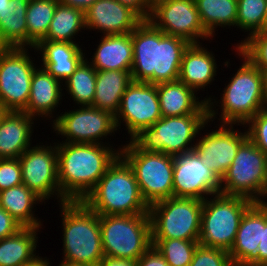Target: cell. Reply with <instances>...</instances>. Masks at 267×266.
<instances>
[{
    "label": "cell",
    "mask_w": 267,
    "mask_h": 266,
    "mask_svg": "<svg viewBox=\"0 0 267 266\" xmlns=\"http://www.w3.org/2000/svg\"><path fill=\"white\" fill-rule=\"evenodd\" d=\"M132 80L158 84L178 80L182 56L189 42L168 35L143 20L132 32Z\"/></svg>",
    "instance_id": "cell-1"
},
{
    "label": "cell",
    "mask_w": 267,
    "mask_h": 266,
    "mask_svg": "<svg viewBox=\"0 0 267 266\" xmlns=\"http://www.w3.org/2000/svg\"><path fill=\"white\" fill-rule=\"evenodd\" d=\"M58 181L67 201H83L108 167L120 155L122 147L91 143L56 142Z\"/></svg>",
    "instance_id": "cell-2"
},
{
    "label": "cell",
    "mask_w": 267,
    "mask_h": 266,
    "mask_svg": "<svg viewBox=\"0 0 267 266\" xmlns=\"http://www.w3.org/2000/svg\"><path fill=\"white\" fill-rule=\"evenodd\" d=\"M235 51L236 55L242 58L243 61L241 60V62L243 63L223 88L224 90L220 95V103L213 99L212 96L204 98L208 106V120L212 121V123L217 118V115L220 114V118H217L220 124L242 126L259 111L266 109L262 71L237 48ZM216 105L220 108L216 109ZM218 109L221 111L219 114Z\"/></svg>",
    "instance_id": "cell-3"
},
{
    "label": "cell",
    "mask_w": 267,
    "mask_h": 266,
    "mask_svg": "<svg viewBox=\"0 0 267 266\" xmlns=\"http://www.w3.org/2000/svg\"><path fill=\"white\" fill-rule=\"evenodd\" d=\"M83 202L98 215L149 214L129 164L119 155Z\"/></svg>",
    "instance_id": "cell-4"
},
{
    "label": "cell",
    "mask_w": 267,
    "mask_h": 266,
    "mask_svg": "<svg viewBox=\"0 0 267 266\" xmlns=\"http://www.w3.org/2000/svg\"><path fill=\"white\" fill-rule=\"evenodd\" d=\"M58 205L63 229V260L60 262L97 266L105 256L99 215L83 201H66Z\"/></svg>",
    "instance_id": "cell-5"
},
{
    "label": "cell",
    "mask_w": 267,
    "mask_h": 266,
    "mask_svg": "<svg viewBox=\"0 0 267 266\" xmlns=\"http://www.w3.org/2000/svg\"><path fill=\"white\" fill-rule=\"evenodd\" d=\"M208 114H188L161 117L151 127L144 128L132 141L148 152L178 156L194 150L196 137L208 127ZM202 129V130H201Z\"/></svg>",
    "instance_id": "cell-6"
},
{
    "label": "cell",
    "mask_w": 267,
    "mask_h": 266,
    "mask_svg": "<svg viewBox=\"0 0 267 266\" xmlns=\"http://www.w3.org/2000/svg\"><path fill=\"white\" fill-rule=\"evenodd\" d=\"M253 203L244 197L220 193L203 200L199 244L230 252L242 216Z\"/></svg>",
    "instance_id": "cell-7"
},
{
    "label": "cell",
    "mask_w": 267,
    "mask_h": 266,
    "mask_svg": "<svg viewBox=\"0 0 267 266\" xmlns=\"http://www.w3.org/2000/svg\"><path fill=\"white\" fill-rule=\"evenodd\" d=\"M105 256L137 261L151 246L149 214L99 215Z\"/></svg>",
    "instance_id": "cell-8"
},
{
    "label": "cell",
    "mask_w": 267,
    "mask_h": 266,
    "mask_svg": "<svg viewBox=\"0 0 267 266\" xmlns=\"http://www.w3.org/2000/svg\"><path fill=\"white\" fill-rule=\"evenodd\" d=\"M219 193L252 202H267V156L249 138L239 146L231 166L220 180Z\"/></svg>",
    "instance_id": "cell-9"
},
{
    "label": "cell",
    "mask_w": 267,
    "mask_h": 266,
    "mask_svg": "<svg viewBox=\"0 0 267 266\" xmlns=\"http://www.w3.org/2000/svg\"><path fill=\"white\" fill-rule=\"evenodd\" d=\"M126 142L120 156L131 167L146 203L150 206L173 197L174 156L144 151L132 140Z\"/></svg>",
    "instance_id": "cell-10"
},
{
    "label": "cell",
    "mask_w": 267,
    "mask_h": 266,
    "mask_svg": "<svg viewBox=\"0 0 267 266\" xmlns=\"http://www.w3.org/2000/svg\"><path fill=\"white\" fill-rule=\"evenodd\" d=\"M203 200L170 197L149 207L152 239L199 240Z\"/></svg>",
    "instance_id": "cell-11"
},
{
    "label": "cell",
    "mask_w": 267,
    "mask_h": 266,
    "mask_svg": "<svg viewBox=\"0 0 267 266\" xmlns=\"http://www.w3.org/2000/svg\"><path fill=\"white\" fill-rule=\"evenodd\" d=\"M53 131L62 136L65 143L107 144L103 142L107 136L117 132L115 116L106 110L92 106H79V109L67 110L57 114L51 121ZM66 138V139H65ZM103 140V141H102Z\"/></svg>",
    "instance_id": "cell-12"
},
{
    "label": "cell",
    "mask_w": 267,
    "mask_h": 266,
    "mask_svg": "<svg viewBox=\"0 0 267 266\" xmlns=\"http://www.w3.org/2000/svg\"><path fill=\"white\" fill-rule=\"evenodd\" d=\"M28 49L7 47L0 54L1 111H24L27 107L32 74L37 65Z\"/></svg>",
    "instance_id": "cell-13"
},
{
    "label": "cell",
    "mask_w": 267,
    "mask_h": 266,
    "mask_svg": "<svg viewBox=\"0 0 267 266\" xmlns=\"http://www.w3.org/2000/svg\"><path fill=\"white\" fill-rule=\"evenodd\" d=\"M34 145L18 158L22 167V181L31 191L45 200L57 196L58 204L67 200L61 194L58 181V154L56 142L53 146ZM49 145V146H48Z\"/></svg>",
    "instance_id": "cell-14"
},
{
    "label": "cell",
    "mask_w": 267,
    "mask_h": 266,
    "mask_svg": "<svg viewBox=\"0 0 267 266\" xmlns=\"http://www.w3.org/2000/svg\"><path fill=\"white\" fill-rule=\"evenodd\" d=\"M148 21L163 33L189 43L213 40L204 29L194 0H155Z\"/></svg>",
    "instance_id": "cell-15"
},
{
    "label": "cell",
    "mask_w": 267,
    "mask_h": 266,
    "mask_svg": "<svg viewBox=\"0 0 267 266\" xmlns=\"http://www.w3.org/2000/svg\"><path fill=\"white\" fill-rule=\"evenodd\" d=\"M162 117L156 84L133 81L125 90L115 115L117 130L124 125L131 141Z\"/></svg>",
    "instance_id": "cell-16"
},
{
    "label": "cell",
    "mask_w": 267,
    "mask_h": 266,
    "mask_svg": "<svg viewBox=\"0 0 267 266\" xmlns=\"http://www.w3.org/2000/svg\"><path fill=\"white\" fill-rule=\"evenodd\" d=\"M220 191V179L193 150L174 157L173 197L205 200Z\"/></svg>",
    "instance_id": "cell-17"
},
{
    "label": "cell",
    "mask_w": 267,
    "mask_h": 266,
    "mask_svg": "<svg viewBox=\"0 0 267 266\" xmlns=\"http://www.w3.org/2000/svg\"><path fill=\"white\" fill-rule=\"evenodd\" d=\"M219 126V127H217ZM196 140L194 151L221 180L231 166L239 146L248 138L247 130H235L234 124H217ZM214 130V131H213Z\"/></svg>",
    "instance_id": "cell-18"
},
{
    "label": "cell",
    "mask_w": 267,
    "mask_h": 266,
    "mask_svg": "<svg viewBox=\"0 0 267 266\" xmlns=\"http://www.w3.org/2000/svg\"><path fill=\"white\" fill-rule=\"evenodd\" d=\"M87 30L105 35L131 33L143 19L117 0H97L84 13Z\"/></svg>",
    "instance_id": "cell-19"
},
{
    "label": "cell",
    "mask_w": 267,
    "mask_h": 266,
    "mask_svg": "<svg viewBox=\"0 0 267 266\" xmlns=\"http://www.w3.org/2000/svg\"><path fill=\"white\" fill-rule=\"evenodd\" d=\"M262 236V202H254L244 213L229 252L234 266H257Z\"/></svg>",
    "instance_id": "cell-20"
},
{
    "label": "cell",
    "mask_w": 267,
    "mask_h": 266,
    "mask_svg": "<svg viewBox=\"0 0 267 266\" xmlns=\"http://www.w3.org/2000/svg\"><path fill=\"white\" fill-rule=\"evenodd\" d=\"M82 44L61 41H39L34 52L41 55V65L53 77L64 83L75 71L77 66L86 57L83 53Z\"/></svg>",
    "instance_id": "cell-21"
},
{
    "label": "cell",
    "mask_w": 267,
    "mask_h": 266,
    "mask_svg": "<svg viewBox=\"0 0 267 266\" xmlns=\"http://www.w3.org/2000/svg\"><path fill=\"white\" fill-rule=\"evenodd\" d=\"M24 111L0 112V159L19 158L31 147L34 121Z\"/></svg>",
    "instance_id": "cell-22"
},
{
    "label": "cell",
    "mask_w": 267,
    "mask_h": 266,
    "mask_svg": "<svg viewBox=\"0 0 267 266\" xmlns=\"http://www.w3.org/2000/svg\"><path fill=\"white\" fill-rule=\"evenodd\" d=\"M213 51H208L202 43H190L185 49L179 70V77L182 83L197 91L203 89L216 80L217 62Z\"/></svg>",
    "instance_id": "cell-23"
},
{
    "label": "cell",
    "mask_w": 267,
    "mask_h": 266,
    "mask_svg": "<svg viewBox=\"0 0 267 266\" xmlns=\"http://www.w3.org/2000/svg\"><path fill=\"white\" fill-rule=\"evenodd\" d=\"M62 86L63 83L53 77L45 68L36 67L32 74L30 96L24 112L36 120L40 117L46 118V120L55 118L56 115L54 116L53 112L56 111L63 99Z\"/></svg>",
    "instance_id": "cell-24"
},
{
    "label": "cell",
    "mask_w": 267,
    "mask_h": 266,
    "mask_svg": "<svg viewBox=\"0 0 267 266\" xmlns=\"http://www.w3.org/2000/svg\"><path fill=\"white\" fill-rule=\"evenodd\" d=\"M162 117L208 114L205 100L180 80L156 84Z\"/></svg>",
    "instance_id": "cell-25"
},
{
    "label": "cell",
    "mask_w": 267,
    "mask_h": 266,
    "mask_svg": "<svg viewBox=\"0 0 267 266\" xmlns=\"http://www.w3.org/2000/svg\"><path fill=\"white\" fill-rule=\"evenodd\" d=\"M101 41V42H100ZM96 50L89 58L96 70H131L133 63V42L131 33L105 35L101 37Z\"/></svg>",
    "instance_id": "cell-26"
},
{
    "label": "cell",
    "mask_w": 267,
    "mask_h": 266,
    "mask_svg": "<svg viewBox=\"0 0 267 266\" xmlns=\"http://www.w3.org/2000/svg\"><path fill=\"white\" fill-rule=\"evenodd\" d=\"M130 71L96 70L95 96L91 106L109 111L115 116L125 90L133 82Z\"/></svg>",
    "instance_id": "cell-27"
},
{
    "label": "cell",
    "mask_w": 267,
    "mask_h": 266,
    "mask_svg": "<svg viewBox=\"0 0 267 266\" xmlns=\"http://www.w3.org/2000/svg\"><path fill=\"white\" fill-rule=\"evenodd\" d=\"M43 202L24 184L0 191V207L6 210L22 227L43 226L42 220L35 215L33 210L37 204Z\"/></svg>",
    "instance_id": "cell-28"
},
{
    "label": "cell",
    "mask_w": 267,
    "mask_h": 266,
    "mask_svg": "<svg viewBox=\"0 0 267 266\" xmlns=\"http://www.w3.org/2000/svg\"><path fill=\"white\" fill-rule=\"evenodd\" d=\"M42 227H23L16 234L0 240V266H23L38 256V232Z\"/></svg>",
    "instance_id": "cell-29"
},
{
    "label": "cell",
    "mask_w": 267,
    "mask_h": 266,
    "mask_svg": "<svg viewBox=\"0 0 267 266\" xmlns=\"http://www.w3.org/2000/svg\"><path fill=\"white\" fill-rule=\"evenodd\" d=\"M30 0H10L0 10V39L6 47L27 48L26 11Z\"/></svg>",
    "instance_id": "cell-30"
},
{
    "label": "cell",
    "mask_w": 267,
    "mask_h": 266,
    "mask_svg": "<svg viewBox=\"0 0 267 266\" xmlns=\"http://www.w3.org/2000/svg\"><path fill=\"white\" fill-rule=\"evenodd\" d=\"M200 21L213 38L217 27H236L237 0H194Z\"/></svg>",
    "instance_id": "cell-31"
},
{
    "label": "cell",
    "mask_w": 267,
    "mask_h": 266,
    "mask_svg": "<svg viewBox=\"0 0 267 266\" xmlns=\"http://www.w3.org/2000/svg\"><path fill=\"white\" fill-rule=\"evenodd\" d=\"M84 12L58 3L43 40L76 43L75 36L85 29ZM75 40V41H74Z\"/></svg>",
    "instance_id": "cell-32"
},
{
    "label": "cell",
    "mask_w": 267,
    "mask_h": 266,
    "mask_svg": "<svg viewBox=\"0 0 267 266\" xmlns=\"http://www.w3.org/2000/svg\"><path fill=\"white\" fill-rule=\"evenodd\" d=\"M59 0H30L26 11L27 48L47 36Z\"/></svg>",
    "instance_id": "cell-33"
},
{
    "label": "cell",
    "mask_w": 267,
    "mask_h": 266,
    "mask_svg": "<svg viewBox=\"0 0 267 266\" xmlns=\"http://www.w3.org/2000/svg\"><path fill=\"white\" fill-rule=\"evenodd\" d=\"M96 69L85 57L74 73L64 82L63 89L70 95L75 105L91 106L95 96Z\"/></svg>",
    "instance_id": "cell-34"
},
{
    "label": "cell",
    "mask_w": 267,
    "mask_h": 266,
    "mask_svg": "<svg viewBox=\"0 0 267 266\" xmlns=\"http://www.w3.org/2000/svg\"><path fill=\"white\" fill-rule=\"evenodd\" d=\"M236 26L248 34L233 49L238 48L251 35L267 31V0H237Z\"/></svg>",
    "instance_id": "cell-35"
},
{
    "label": "cell",
    "mask_w": 267,
    "mask_h": 266,
    "mask_svg": "<svg viewBox=\"0 0 267 266\" xmlns=\"http://www.w3.org/2000/svg\"><path fill=\"white\" fill-rule=\"evenodd\" d=\"M198 244V240L152 239V246L169 266H189Z\"/></svg>",
    "instance_id": "cell-36"
},
{
    "label": "cell",
    "mask_w": 267,
    "mask_h": 266,
    "mask_svg": "<svg viewBox=\"0 0 267 266\" xmlns=\"http://www.w3.org/2000/svg\"><path fill=\"white\" fill-rule=\"evenodd\" d=\"M237 49L262 72L267 71V31L251 35Z\"/></svg>",
    "instance_id": "cell-37"
},
{
    "label": "cell",
    "mask_w": 267,
    "mask_h": 266,
    "mask_svg": "<svg viewBox=\"0 0 267 266\" xmlns=\"http://www.w3.org/2000/svg\"><path fill=\"white\" fill-rule=\"evenodd\" d=\"M189 266H234L229 252L198 244Z\"/></svg>",
    "instance_id": "cell-38"
},
{
    "label": "cell",
    "mask_w": 267,
    "mask_h": 266,
    "mask_svg": "<svg viewBox=\"0 0 267 266\" xmlns=\"http://www.w3.org/2000/svg\"><path fill=\"white\" fill-rule=\"evenodd\" d=\"M245 125L248 138L267 156V109L259 111Z\"/></svg>",
    "instance_id": "cell-39"
},
{
    "label": "cell",
    "mask_w": 267,
    "mask_h": 266,
    "mask_svg": "<svg viewBox=\"0 0 267 266\" xmlns=\"http://www.w3.org/2000/svg\"><path fill=\"white\" fill-rule=\"evenodd\" d=\"M22 167L18 158L0 159V191L23 184Z\"/></svg>",
    "instance_id": "cell-40"
},
{
    "label": "cell",
    "mask_w": 267,
    "mask_h": 266,
    "mask_svg": "<svg viewBox=\"0 0 267 266\" xmlns=\"http://www.w3.org/2000/svg\"><path fill=\"white\" fill-rule=\"evenodd\" d=\"M257 266H267V202H262V236L257 249Z\"/></svg>",
    "instance_id": "cell-41"
},
{
    "label": "cell",
    "mask_w": 267,
    "mask_h": 266,
    "mask_svg": "<svg viewBox=\"0 0 267 266\" xmlns=\"http://www.w3.org/2000/svg\"><path fill=\"white\" fill-rule=\"evenodd\" d=\"M23 227L2 207H0V240L16 234Z\"/></svg>",
    "instance_id": "cell-42"
},
{
    "label": "cell",
    "mask_w": 267,
    "mask_h": 266,
    "mask_svg": "<svg viewBox=\"0 0 267 266\" xmlns=\"http://www.w3.org/2000/svg\"><path fill=\"white\" fill-rule=\"evenodd\" d=\"M136 263L137 266H169L154 246H151Z\"/></svg>",
    "instance_id": "cell-43"
},
{
    "label": "cell",
    "mask_w": 267,
    "mask_h": 266,
    "mask_svg": "<svg viewBox=\"0 0 267 266\" xmlns=\"http://www.w3.org/2000/svg\"><path fill=\"white\" fill-rule=\"evenodd\" d=\"M134 10L143 20H148L153 4L152 0H117Z\"/></svg>",
    "instance_id": "cell-44"
},
{
    "label": "cell",
    "mask_w": 267,
    "mask_h": 266,
    "mask_svg": "<svg viewBox=\"0 0 267 266\" xmlns=\"http://www.w3.org/2000/svg\"><path fill=\"white\" fill-rule=\"evenodd\" d=\"M97 266H137L135 260L104 256Z\"/></svg>",
    "instance_id": "cell-45"
},
{
    "label": "cell",
    "mask_w": 267,
    "mask_h": 266,
    "mask_svg": "<svg viewBox=\"0 0 267 266\" xmlns=\"http://www.w3.org/2000/svg\"><path fill=\"white\" fill-rule=\"evenodd\" d=\"M97 0H59L60 4L85 11L92 6Z\"/></svg>",
    "instance_id": "cell-46"
},
{
    "label": "cell",
    "mask_w": 267,
    "mask_h": 266,
    "mask_svg": "<svg viewBox=\"0 0 267 266\" xmlns=\"http://www.w3.org/2000/svg\"><path fill=\"white\" fill-rule=\"evenodd\" d=\"M50 264L49 258L38 256L34 261L23 266H51Z\"/></svg>",
    "instance_id": "cell-47"
},
{
    "label": "cell",
    "mask_w": 267,
    "mask_h": 266,
    "mask_svg": "<svg viewBox=\"0 0 267 266\" xmlns=\"http://www.w3.org/2000/svg\"><path fill=\"white\" fill-rule=\"evenodd\" d=\"M263 73V86H264V99H265V107L267 109V71Z\"/></svg>",
    "instance_id": "cell-48"
},
{
    "label": "cell",
    "mask_w": 267,
    "mask_h": 266,
    "mask_svg": "<svg viewBox=\"0 0 267 266\" xmlns=\"http://www.w3.org/2000/svg\"><path fill=\"white\" fill-rule=\"evenodd\" d=\"M9 1L10 0H0V10L5 8L6 6H9Z\"/></svg>",
    "instance_id": "cell-49"
},
{
    "label": "cell",
    "mask_w": 267,
    "mask_h": 266,
    "mask_svg": "<svg viewBox=\"0 0 267 266\" xmlns=\"http://www.w3.org/2000/svg\"><path fill=\"white\" fill-rule=\"evenodd\" d=\"M59 266H90V265H80V264H71V263L60 262Z\"/></svg>",
    "instance_id": "cell-50"
},
{
    "label": "cell",
    "mask_w": 267,
    "mask_h": 266,
    "mask_svg": "<svg viewBox=\"0 0 267 266\" xmlns=\"http://www.w3.org/2000/svg\"><path fill=\"white\" fill-rule=\"evenodd\" d=\"M6 45L0 39V54L6 49Z\"/></svg>",
    "instance_id": "cell-51"
}]
</instances>
